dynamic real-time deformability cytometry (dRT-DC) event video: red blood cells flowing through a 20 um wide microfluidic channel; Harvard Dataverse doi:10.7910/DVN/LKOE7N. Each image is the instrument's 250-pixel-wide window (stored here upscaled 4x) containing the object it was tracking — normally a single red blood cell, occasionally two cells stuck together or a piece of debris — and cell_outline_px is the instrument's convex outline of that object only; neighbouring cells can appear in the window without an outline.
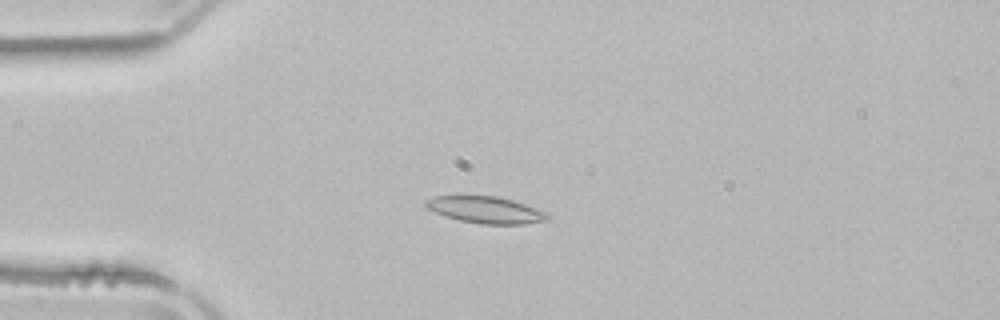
{"species": "common noctule bat (a hibernating species)", "species_latin": "Nyctalus noctula", "temperature_condition": "room temperature", "stored_images_in_passage": 42, "camera_frame_rate_fps": 3000, "um_per_image_px": 0.085, "animal": {"sex": "male", "body_mass_g": 21.5, "forearm_length_mm": 52.0}, "frame": {"image": 1, "passage_image": 3, "time_ms": 0.667, "image_size_px": [1000, 320], "cell_outline_px": [[548, 220], [524, 224], [480, 224], [460, 220], [444, 216], [428, 208], [424, 204], [424, 200], [436, 196], [496, 196], [512, 200], [548, 212]], "centroid_in_image_um": [41.28, 17.84], "position_along_channel_um": 43.7, "area_um2": 18.84}}
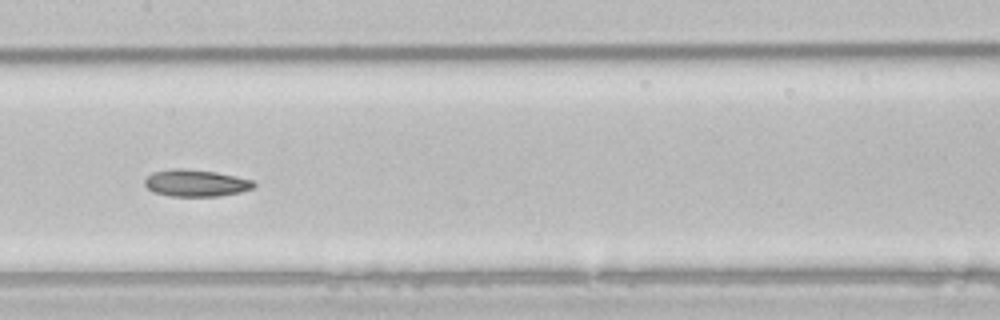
{"frame": {"image": 2, "passage_image": 16, "time_ms": 5.0, "image_size_px": [1000, 320], "cell_outline_px": [[256, 184], [252, 188], [240, 192], [220, 196], [168, 196], [152, 192], [144, 184], [144, 180], [152, 172], [176, 168], [180, 168], [216, 172], [236, 176], [252, 180]], "centroid_in_image_um": [16.62, 15.56], "position_along_channel_um": 190.8, "area_um2": 17.11}}
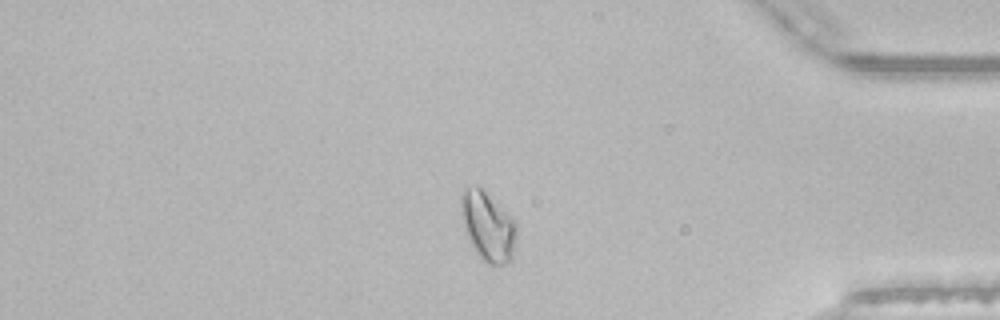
{"frame": {"image": 3, "passage_image": 34, "time_ms": 11.0, "image_size_px": [1000, 320], "cell_outline_px": [[516, 236], [512, 260], [504, 264], [488, 264], [480, 260], [472, 248], [468, 240], [464, 224], [460, 196], [464, 188], [476, 184], [516, 224]], "centroid_in_image_um": [41.44, 19.3], "position_along_channel_um": 393.8, "area_um2": 21.85}, "authors_computed_cell_mechanics": {"area_um2": 17.7446, "velocity_mm_per_s": 3.8703, "shape_relaxation_time_tau1_ms": 8.4865, "shape_relaxation_time_tau2_ms": 9.4385, "deformation_change_tau1": 0.1603, "deformation_change_tau2": 0.1436}}